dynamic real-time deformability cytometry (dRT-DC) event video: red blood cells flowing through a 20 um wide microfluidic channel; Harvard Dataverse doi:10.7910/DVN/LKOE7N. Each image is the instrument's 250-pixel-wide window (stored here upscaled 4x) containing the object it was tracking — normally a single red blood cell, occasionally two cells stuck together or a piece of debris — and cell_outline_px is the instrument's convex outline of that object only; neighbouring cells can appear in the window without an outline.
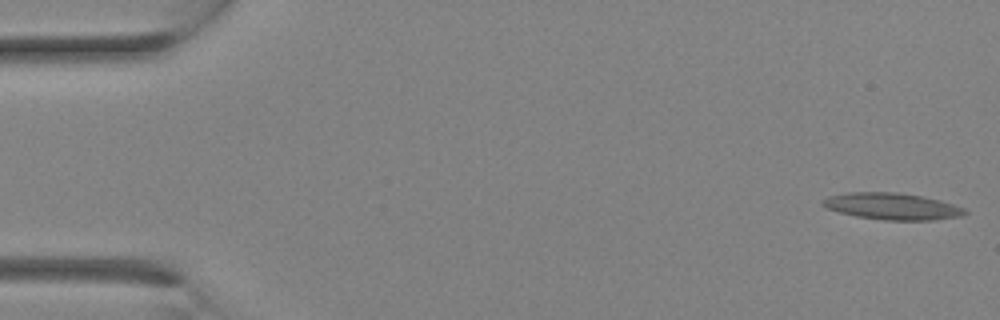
{"species": "Egyptian fruit bat (a non-hibernating species)", "species_latin": "Rousettus aegyptiacus", "temperature_condition": "room temperature", "stored_images_in_passage": 12, "camera_frame_rate_fps": 3000, "um_per_image_px": 0.085, "animal": {"sex": "female"}, "frame": {"image": 1, "passage_image": 1, "time_ms": 0.0, "image_size_px": [1000, 320], "cell_outline_px": [[968, 212], [964, 216], [932, 220], [884, 220], [856, 216], [840, 212], [828, 208], [820, 204], [820, 200], [828, 196], [848, 192], [896, 192], [920, 196], [940, 200], [964, 208]], "centroid_in_image_um": [75.82, 17.53], "position_along_channel_um": 9.2, "area_um2": 22.08}}
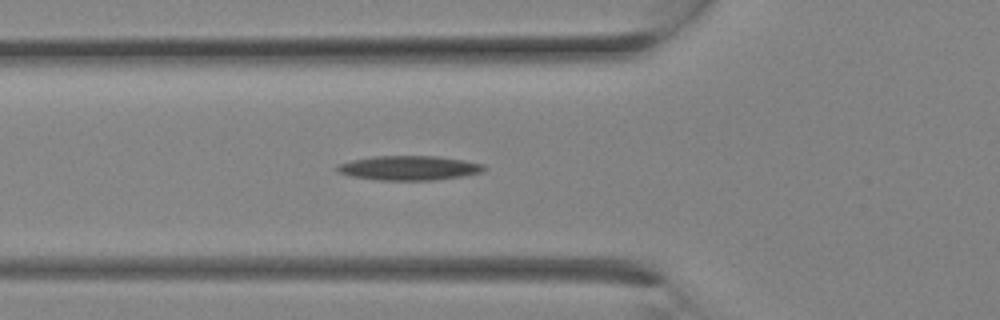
{"frame": {"image": 2, "passage_image": 10, "time_ms": 3.0, "image_size_px": [1000, 320], "cell_outline_px": [[488, 168], [484, 172], [460, 176], [432, 180], [380, 180], [348, 176], [336, 172], [336, 164], [352, 160], [372, 156], [436, 156], [464, 160], [484, 164]], "centroid_in_image_um": [34.74, 14.27], "position_along_channel_um": 91.1, "area_um2": 21.1}}
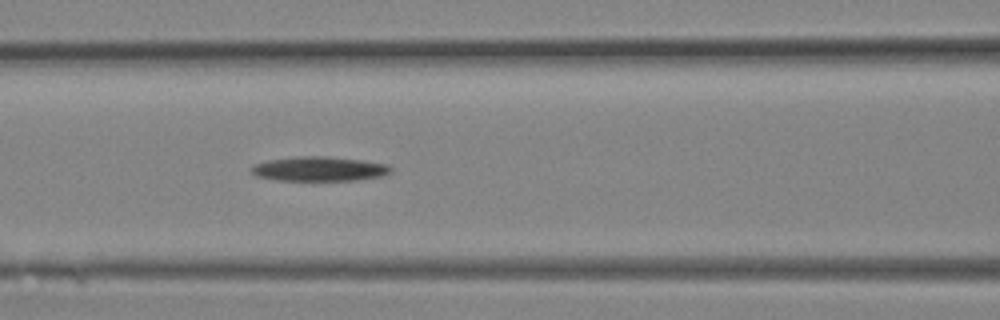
{"frame": {"image": 3, "passage_image": 12, "time_ms": 3.667, "image_size_px": [1000, 320], "cell_outline_px": [[392, 172], [380, 176], [356, 180], [276, 180], [256, 176], [252, 172], [252, 168], [256, 164], [268, 160], [296, 156], [328, 156], [364, 160], [388, 164], [392, 168]], "centroid_in_image_um": [27.18, 14.34], "position_along_channel_um": 139.4, "area_um2": 19.88}}